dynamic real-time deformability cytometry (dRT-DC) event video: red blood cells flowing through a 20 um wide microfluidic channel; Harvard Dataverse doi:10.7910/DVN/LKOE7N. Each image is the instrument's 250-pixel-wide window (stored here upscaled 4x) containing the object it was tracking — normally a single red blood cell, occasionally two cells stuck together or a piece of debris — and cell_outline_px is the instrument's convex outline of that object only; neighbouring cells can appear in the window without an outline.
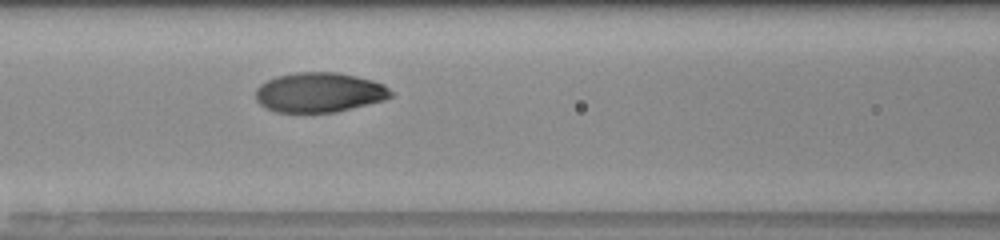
{"species": "human", "species_latin": "Homo sapiens", "temperature_condition": "room temperature", "stored_images_in_passage": 26, "camera_frame_rate_fps": 3000, "um_per_image_px": 0.085, "donor": {"sex": "male"}, "frame": {"image": 1, "passage_image": 8, "time_ms": 2.333, "image_size_px": [1000, 240], "cell_outline_px": [[392, 96], [384, 100], [336, 112], [276, 112], [260, 104], [256, 100], [256, 88], [260, 84], [276, 76], [296, 72], [340, 72], [372, 80], [384, 84], [392, 92]], "centroid_in_image_um": [27.14, 7.84], "position_along_channel_um": 139.5, "area_um2": 31.33}}
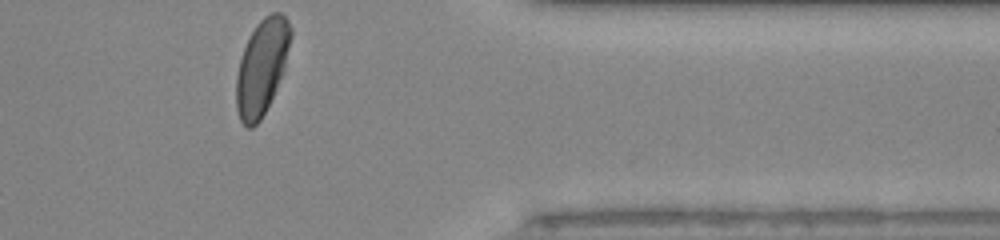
{"frame": {"image": 2, "passage_image": 26, "time_ms": 8.333, "image_size_px": [1000, 240], "cell_outline_px": [[292, 36], [284, 68], [276, 88], [260, 120], [252, 128], [248, 128], [240, 120], [236, 108], [236, 76], [240, 60], [244, 48], [256, 24], [264, 16], [272, 12], [280, 12], [288, 20], [292, 28]], "centroid_in_image_um": [22.26, 5.67], "position_along_channel_um": 389.1, "area_um2": 29.94}}